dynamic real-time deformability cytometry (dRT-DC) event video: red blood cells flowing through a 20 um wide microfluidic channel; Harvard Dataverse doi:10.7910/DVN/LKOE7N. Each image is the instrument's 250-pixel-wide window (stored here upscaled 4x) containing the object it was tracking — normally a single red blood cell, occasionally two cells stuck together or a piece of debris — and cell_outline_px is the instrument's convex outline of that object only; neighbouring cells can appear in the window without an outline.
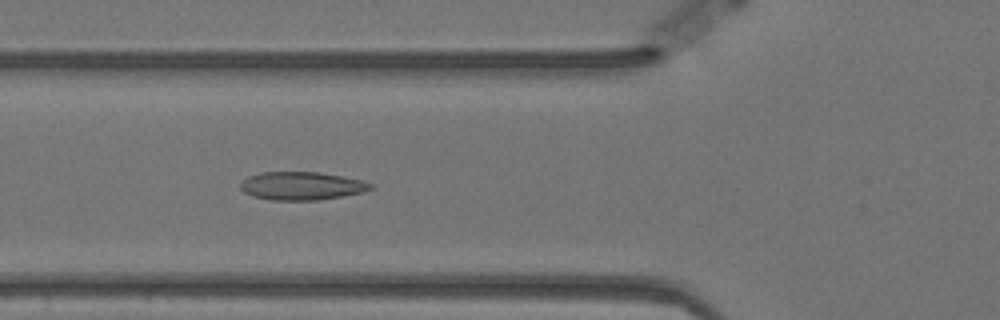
{"species": "Egyptian fruit bat (a non-hibernating species)", "species_latin": "Rousettus aegyptiacus", "temperature_condition": "warm", "stored_images_in_passage": 56, "camera_frame_rate_fps": 3000, "um_per_image_px": 0.085, "animal": {"sex": "female"}, "frame": {"image": 1, "passage_image": 19, "time_ms": 6.0, "image_size_px": [1000, 320], "cell_outline_px": [[376, 188], [364, 192], [316, 200], [272, 200], [252, 196], [244, 192], [240, 188], [240, 184], [248, 176], [260, 172], [320, 172], [360, 180], [372, 184]], "centroid_in_image_um": [25.63, 15.8], "position_along_channel_um": 100.2, "area_um2": 21.27}}
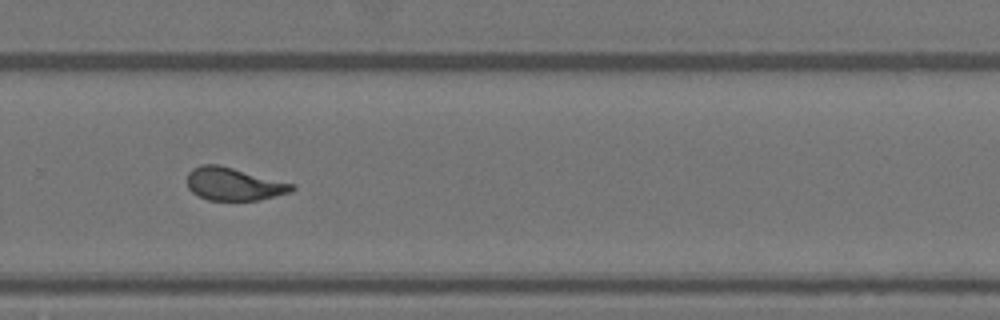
{"frame": {"image": 2, "passage_image": 37, "time_ms": 12.0, "image_size_px": [1000, 320], "cell_outline_px": [[296, 188], [292, 192], [260, 200], [208, 200], [192, 192], [188, 188], [188, 172], [192, 168], [200, 164], [220, 164], [296, 184]], "centroid_in_image_um": [19.91, 15.63], "position_along_channel_um": 309.9, "area_um2": 20.35}}
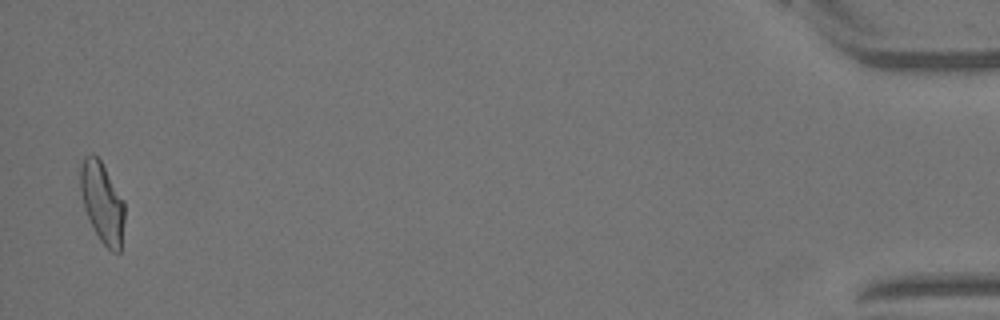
{"frame": {"image": 3, "passage_image": 55, "time_ms": 18.0, "image_size_px": [1000, 320], "cell_outline_px": [[124, 220], [120, 252], [112, 252], [100, 240], [84, 208], [80, 192], [80, 168], [84, 156], [92, 152], [100, 160], [124, 200]], "centroid_in_image_um": [8.68, 17.18], "position_along_channel_um": 426.5, "area_um2": 20.58}, "authors_computed_cell_mechanics": {"area_um2": 20.7502, "velocity_mm_per_s": 3.5006, "shape_relaxation_time_tau1_ms": 9.3889, "shape_relaxation_time_tau2_ms": 1.0599, "deformation_change_tau1": 0.2002, "deformation_change_tau2": 0.0801}}